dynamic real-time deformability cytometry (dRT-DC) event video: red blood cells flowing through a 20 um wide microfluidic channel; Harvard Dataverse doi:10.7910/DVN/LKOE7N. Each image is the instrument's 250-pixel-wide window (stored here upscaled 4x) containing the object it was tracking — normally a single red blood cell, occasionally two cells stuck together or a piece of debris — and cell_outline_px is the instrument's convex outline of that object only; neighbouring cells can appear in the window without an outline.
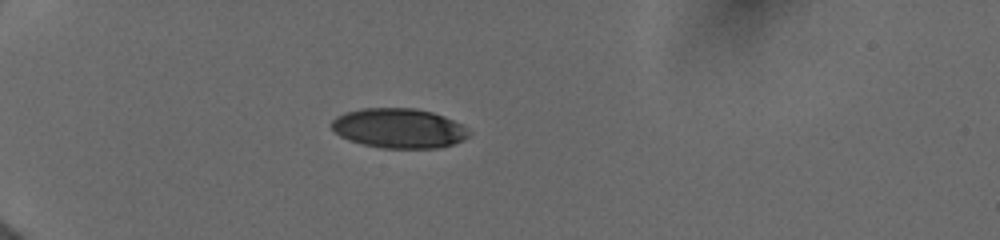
{"species": "human", "species_latin": "Homo sapiens", "temperature_condition": "cold", "stored_images_in_passage": 14, "camera_frame_rate_fps": 3000, "um_per_image_px": 0.085, "donor": {"sex": "female"}, "frame": {"image": 1, "passage_image": 10, "time_ms": 5.333, "image_size_px": [1000, 240], "cell_outline_px": [[472, 132], [464, 140], [440, 148], [384, 148], [364, 144], [348, 140], [340, 136], [332, 128], [332, 120], [336, 116], [344, 112], [364, 108], [416, 108], [432, 112], [444, 116], [468, 128]], "centroid_in_image_um": [33.92, 10.9], "position_along_channel_um": 51.1, "area_um2": 31.85}}
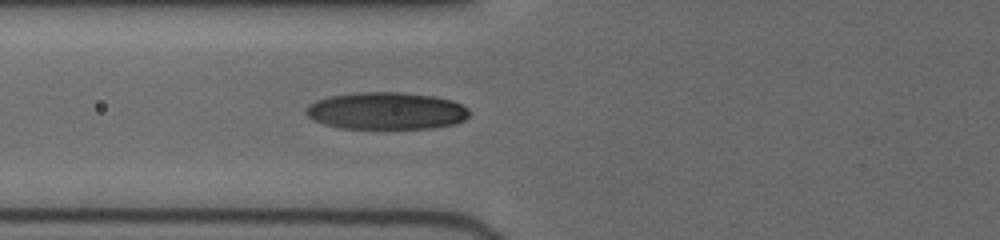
{"frame": {"image": 2, "passage_image": 14, "time_ms": 7.333, "image_size_px": [1000, 240], "cell_outline_px": [[468, 116], [464, 120], [452, 124], [432, 128], [340, 128], [324, 124], [312, 120], [304, 112], [308, 104], [316, 100], [332, 96], [356, 92], [400, 92], [432, 96], [452, 100], [468, 108]], "centroid_in_image_um": [32.8, 9.42], "position_along_channel_um": 93.0, "area_um2": 35.32}}